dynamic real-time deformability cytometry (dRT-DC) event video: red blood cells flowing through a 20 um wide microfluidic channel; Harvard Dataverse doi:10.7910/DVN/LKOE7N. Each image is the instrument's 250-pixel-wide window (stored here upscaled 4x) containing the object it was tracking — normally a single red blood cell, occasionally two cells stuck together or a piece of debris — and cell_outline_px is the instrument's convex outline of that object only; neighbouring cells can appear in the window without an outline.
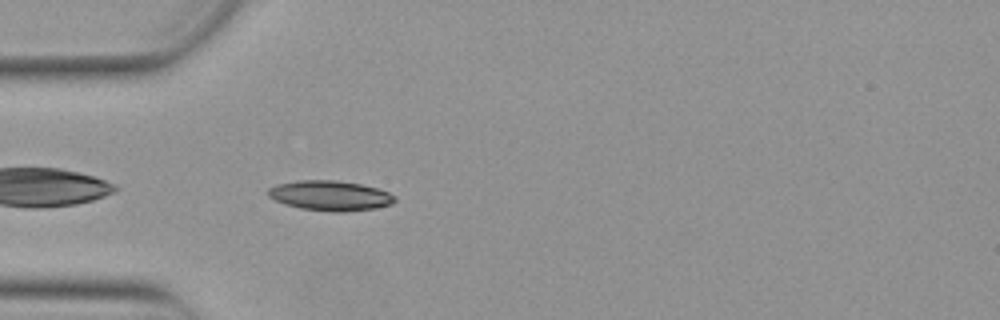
{"species": "Egyptian fruit bat (a non-hibernating species)", "species_latin": "Rousettus aegyptiacus", "temperature_condition": "warm", "stored_images_in_passage": 7, "camera_frame_rate_fps": 3000, "um_per_image_px": 0.085, "animal": {"sex": "female"}, "frame": {"image": 1, "passage_image": 3, "time_ms": 0.667, "image_size_px": [1000, 320], "cell_outline_px": [[396, 200], [392, 204], [376, 208], [344, 212], [336, 212], [300, 208], [284, 204], [268, 196], [268, 188], [276, 184], [300, 180], [336, 180], [360, 184], [376, 188], [388, 192], [396, 196]], "centroid_in_image_um": [28.07, 16.63], "position_along_channel_um": 56.9, "area_um2": 22.14}}
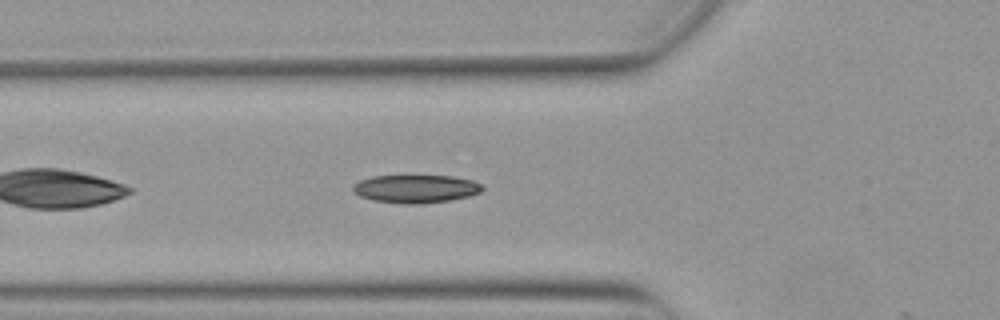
{"frame": {"image": 2, "passage_image": 6, "time_ms": 1.667, "image_size_px": [1000, 320], "cell_outline_px": [[484, 188], [480, 192], [468, 196], [452, 200], [420, 204], [404, 204], [372, 200], [360, 196], [352, 192], [352, 184], [360, 180], [372, 176], [452, 176], [472, 180], [480, 184]], "centroid_in_image_um": [35.3, 16.05], "position_along_channel_um": 90.5, "area_um2": 21.27}}